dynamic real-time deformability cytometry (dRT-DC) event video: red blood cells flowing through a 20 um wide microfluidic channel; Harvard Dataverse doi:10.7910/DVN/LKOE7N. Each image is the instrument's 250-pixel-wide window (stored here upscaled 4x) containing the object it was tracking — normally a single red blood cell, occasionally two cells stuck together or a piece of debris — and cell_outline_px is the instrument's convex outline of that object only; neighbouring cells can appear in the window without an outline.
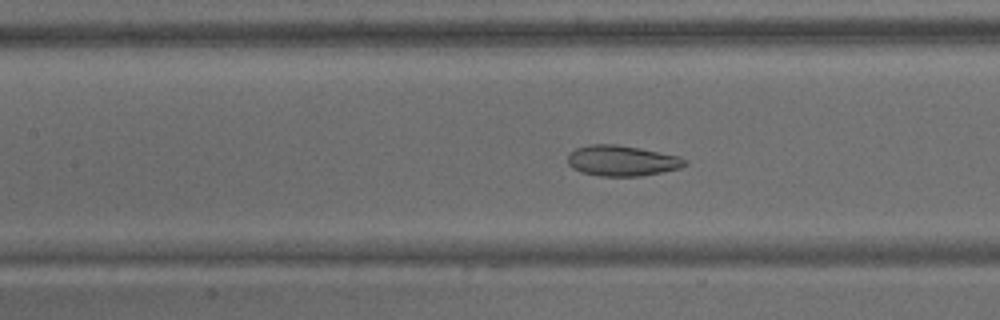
{"species": "common noctule bat (a hibernating species)", "species_latin": "Nyctalus noctula", "temperature_condition": "warm", "stored_images_in_passage": 65, "camera_frame_rate_fps": 3000, "um_per_image_px": 0.085, "animal": {"sex": "male", "body_mass_g": 15.6}, "frame": {"image": 1, "passage_image": 28, "time_ms": 9.0, "image_size_px": [1000, 320], "cell_outline_px": [[688, 164], [680, 168], [640, 176], [600, 176], [580, 172], [572, 168], [568, 164], [568, 156], [576, 148], [592, 144], [616, 144], [640, 148], [680, 156], [688, 160]], "centroid_in_image_um": [52.89, 13.66], "position_along_channel_um": 154.5, "area_um2": 20.92}}
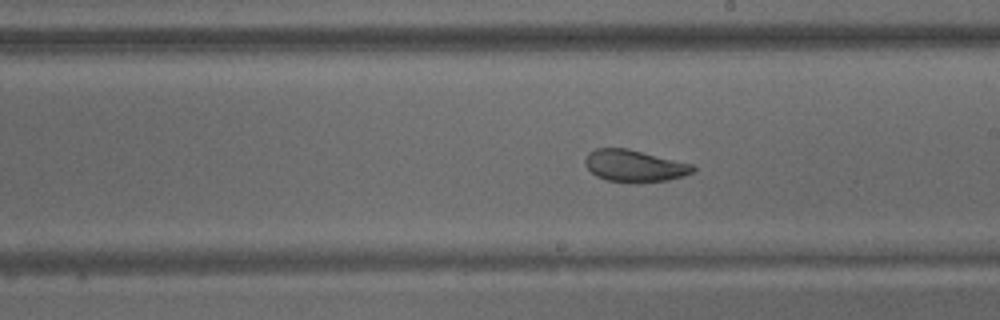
{"frame": {"image": 2, "passage_image": 36, "time_ms": 11.667, "image_size_px": [1000, 320], "cell_outline_px": [[696, 168], [692, 172], [684, 176], [668, 180], [636, 184], [632, 184], [608, 180], [596, 176], [584, 164], [584, 160], [588, 152], [596, 148], [628, 148], [692, 164]], "centroid_in_image_um": [53.91, 14.11], "position_along_channel_um": 235.1, "area_um2": 20.35}}
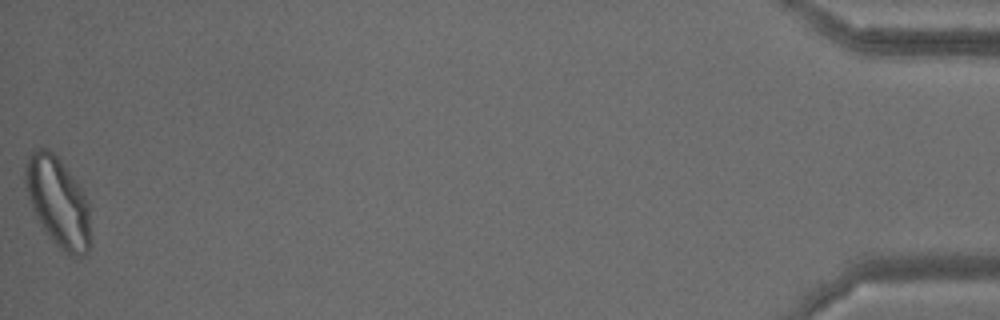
{"frame": {"image": 3, "passage_image": 65, "time_ms": 21.333, "image_size_px": [1000, 320], "cell_outline_px": [[88, 252], [76, 260], [64, 252], [48, 236], [40, 224], [36, 216], [28, 196], [24, 184], [24, 164], [28, 156], [36, 148], [48, 148], [60, 160], [72, 176], [88, 200]], "centroid_in_image_um": [4.89, 17.16], "position_along_channel_um": 430.3, "area_um2": 33.76}, "authors_computed_cell_mechanics": {"area_um2": 26.5302, "velocity_mm_per_s": 3.0306, "shape_relaxation_time_tau1_ms": 11.3611, "shape_relaxation_time_tau2_ms": 1.9043, "deformation_change_tau1": 0.1802, "deformation_change_tau2": 0.0849}}